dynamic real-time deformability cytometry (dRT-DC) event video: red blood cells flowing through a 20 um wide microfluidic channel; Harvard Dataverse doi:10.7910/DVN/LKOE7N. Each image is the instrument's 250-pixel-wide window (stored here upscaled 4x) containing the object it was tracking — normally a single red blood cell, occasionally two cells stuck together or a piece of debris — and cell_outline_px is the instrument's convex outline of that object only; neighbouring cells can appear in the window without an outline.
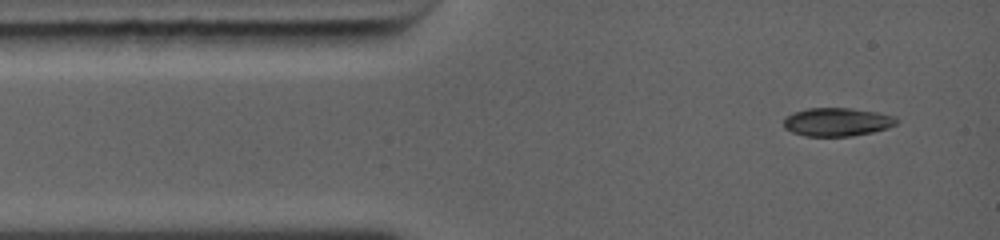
{"species": "common noctule bat (a hibernating species)", "species_latin": "Nyctalus noctula", "temperature_condition": "warm", "stored_images_in_passage": 3, "camera_frame_rate_fps": 5000, "um_per_image_px": 0.085, "animal": {"sex": "female", "body_mass_g": 19.0, "forearm_length_mm": 56.7}, "frame": {"image": 1, "passage_image": 1, "time_ms": 0.0, "image_size_px": [1000, 240], "cell_outline_px": [[896, 124], [888, 128], [872, 132], [852, 136], [804, 136], [792, 132], [784, 128], [784, 120], [788, 116], [796, 112], [808, 108], [848, 108], [876, 112], [892, 116], [896, 120]], "centroid_in_image_um": [71.13, 10.38], "position_along_channel_um": 13.9, "area_um2": 18.38}}
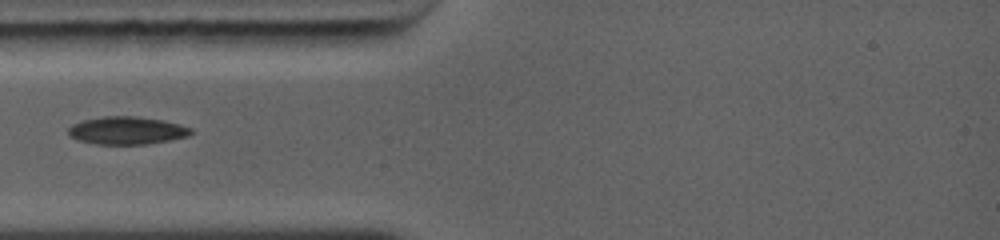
{"frame": {"image": 2, "passage_image": 3, "time_ms": 2.4, "image_size_px": [1000, 240], "cell_outline_px": [[192, 132], [188, 136], [148, 144], [96, 144], [80, 140], [68, 136], [68, 128], [72, 124], [84, 120], [104, 116], [136, 116], [164, 120], [180, 124], [192, 128]], "centroid_in_image_um": [10.79, 11.08], "position_along_channel_um": 74.2, "area_um2": 19.83}}